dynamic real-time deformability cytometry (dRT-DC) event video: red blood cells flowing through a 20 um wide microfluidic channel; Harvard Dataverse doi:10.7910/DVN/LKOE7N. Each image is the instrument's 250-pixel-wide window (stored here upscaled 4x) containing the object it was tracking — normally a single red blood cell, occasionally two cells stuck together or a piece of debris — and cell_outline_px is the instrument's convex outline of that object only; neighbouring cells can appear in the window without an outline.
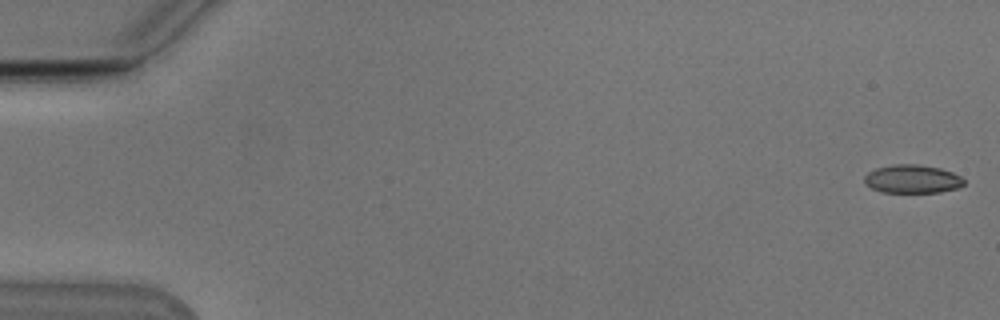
{"species": "Egyptian fruit bat (a non-hibernating species)", "species_latin": "Rousettus aegyptiacus", "temperature_condition": "cold", "stored_images_in_passage": 14, "camera_frame_rate_fps": 3000, "um_per_image_px": 0.085, "animal": {"sex": "male"}, "frame": {"image": 1, "passage_image": 1, "time_ms": 0.0, "image_size_px": [1000, 320], "cell_outline_px": [[964, 184], [956, 188], [940, 192], [884, 192], [872, 188], [864, 180], [864, 176], [868, 172], [876, 168], [892, 164], [916, 164], [940, 168], [952, 172], [960, 176], [964, 180]], "centroid_in_image_um": [77.55, 15.2], "position_along_channel_um": 7.5, "area_um2": 16.3}}
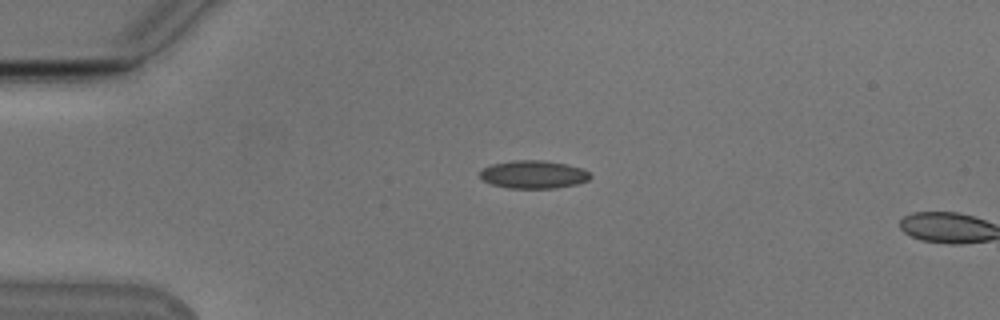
{"frame": {"image": 2, "passage_image": 13, "time_ms": 4.0, "image_size_px": [1000, 320], "cell_outline_px": [[592, 176], [588, 180], [576, 184], [556, 188], [508, 188], [492, 184], [484, 180], [480, 176], [480, 172], [484, 168], [492, 164], [512, 160], [544, 160], [568, 164], [580, 168], [588, 172]], "centroid_in_image_um": [45.36, 14.82], "position_along_channel_um": 39.6, "area_um2": 17.92}}